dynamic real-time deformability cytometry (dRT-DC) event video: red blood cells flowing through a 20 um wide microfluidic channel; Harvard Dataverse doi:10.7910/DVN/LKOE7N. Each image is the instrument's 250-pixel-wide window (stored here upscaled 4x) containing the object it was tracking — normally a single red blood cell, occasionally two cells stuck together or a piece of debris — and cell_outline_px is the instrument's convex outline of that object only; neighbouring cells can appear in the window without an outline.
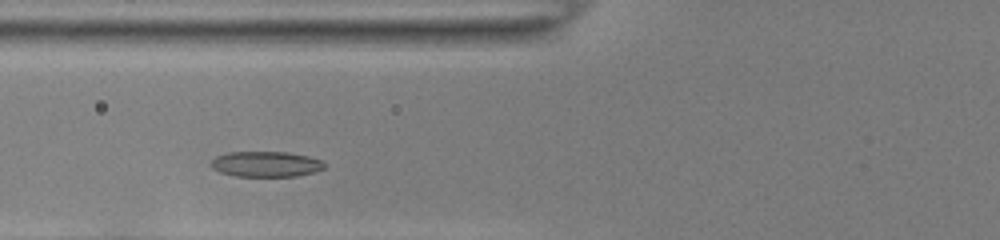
{"species": "common noctule bat (a hibernating species)", "species_latin": "Nyctalus noctula", "temperature_condition": "room temperature", "stored_images_in_passage": 32, "camera_frame_rate_fps": 3000, "um_per_image_px": 0.085, "animal": {"sex": "female", "body_mass_g": 22.0, "forearm_length_mm": 56.7}, "frame": {"image": 1, "passage_image": 7, "time_ms": 2.0, "image_size_px": [1000, 240], "cell_outline_px": [[328, 164], [324, 168], [316, 172], [296, 176], [236, 176], [220, 172], [212, 168], [208, 164], [216, 156], [228, 152], [288, 152], [308, 156], [324, 160]], "centroid_in_image_um": [22.64, 13.94], "position_along_channel_um": 103.2, "area_um2": 17.11}}
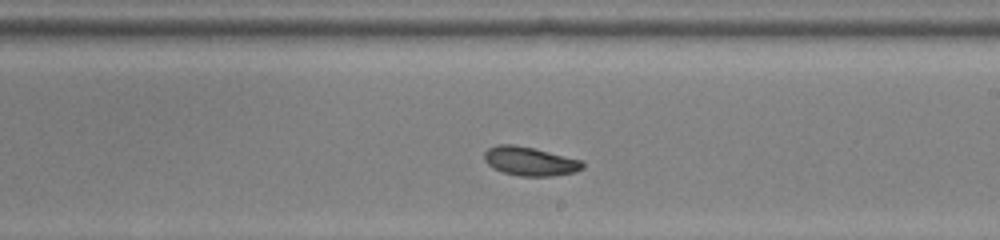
{"frame": {"image": 2, "passage_image": 18, "time_ms": 5.667, "image_size_px": [1000, 240], "cell_outline_px": [[584, 168], [576, 172], [552, 176], [520, 176], [504, 172], [492, 168], [484, 160], [484, 152], [488, 148], [500, 144], [512, 144], [532, 148], [580, 160], [584, 164]], "centroid_in_image_um": [45.02, 13.72], "position_along_channel_um": 244.0, "area_um2": 16.36}}
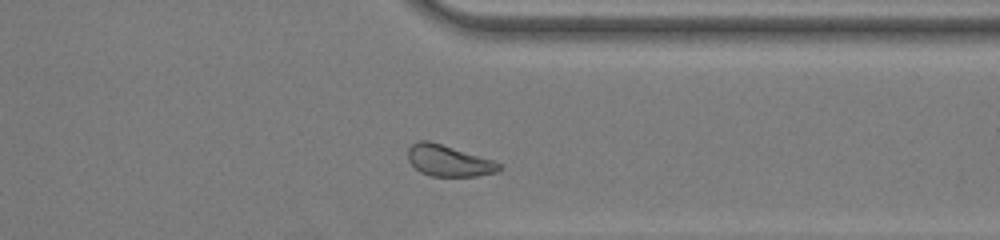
{"frame": {"image": 3, "passage_image": 28, "time_ms": 9.0, "image_size_px": [1000, 240], "cell_outline_px": [[504, 168], [496, 172], [476, 176], [432, 176], [420, 172], [408, 160], [408, 148], [416, 140], [428, 140], [492, 160], [500, 164]], "centroid_in_image_um": [38.11, 13.66], "position_along_channel_um": 373.3, "area_um2": 16.42}, "authors_computed_cell_mechanics": {"area_um2": 16.6753, "velocity_mm_per_s": 3.8495, "shape_relaxation_time_tau1_ms": 3.3516, "shape_relaxation_time_tau2_ms": 10.898, "deformation_change_tau1": 0.1021, "deformation_change_tau2": 0.1596}}